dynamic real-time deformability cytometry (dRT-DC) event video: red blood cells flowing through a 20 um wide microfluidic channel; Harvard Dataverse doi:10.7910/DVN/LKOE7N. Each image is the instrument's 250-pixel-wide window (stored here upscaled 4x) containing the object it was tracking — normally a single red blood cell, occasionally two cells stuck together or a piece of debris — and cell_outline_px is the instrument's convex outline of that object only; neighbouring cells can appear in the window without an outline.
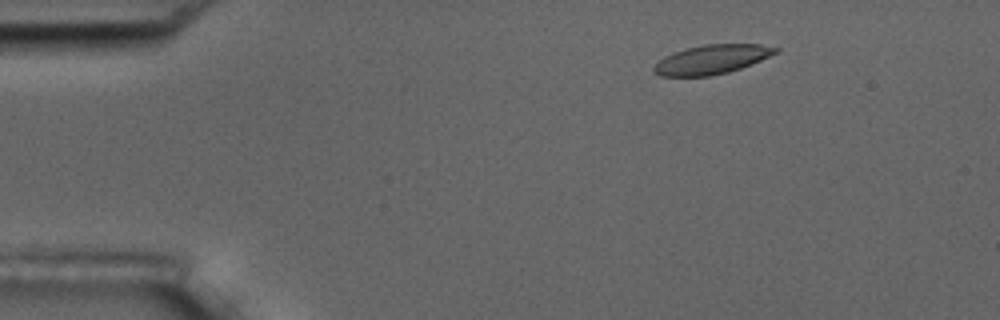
{"species": "common noctule bat (a hibernating species)", "species_latin": "Nyctalus noctula", "temperature_condition": "room temperature", "stored_images_in_passage": 56, "camera_frame_rate_fps": 3000, "um_per_image_px": 0.085, "animal": {"sex": "male", "body_mass_g": 17.5, "forearm_length_mm": 52.3}, "frame": {"image": 1, "passage_image": 7, "time_ms": 2.0, "image_size_px": [1000, 320], "cell_outline_px": [[780, 52], [740, 68], [728, 72], [708, 76], [660, 76], [652, 72], [652, 68], [664, 56], [672, 52], [704, 44], [760, 44], [780, 48]], "centroid_in_image_um": [60.49, 5.05], "position_along_channel_um": 24.5, "area_um2": 20.69}}
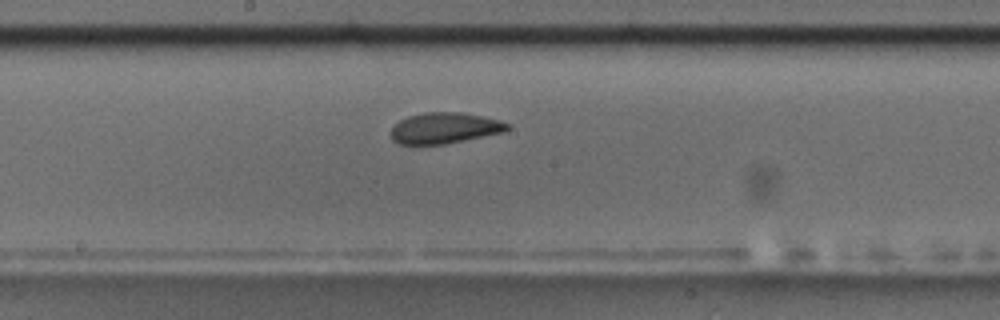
{"frame": {"image": 2, "passage_image": 29, "time_ms": 9.333, "image_size_px": [1000, 320], "cell_outline_px": [[512, 124], [504, 132], [444, 144], [400, 144], [392, 140], [392, 128], [400, 120], [408, 116], [424, 112], [460, 112], [500, 120]], "centroid_in_image_um": [37.8, 10.88], "position_along_channel_um": 210.4, "area_um2": 20.81}}
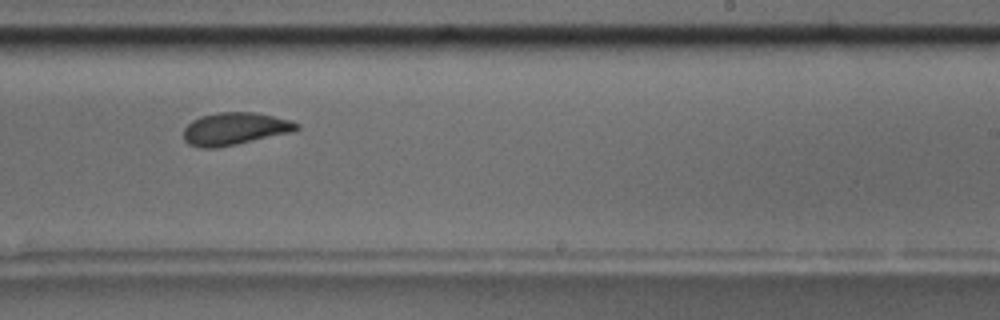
{"frame": {"image": 3, "passage_image": 34, "time_ms": 11.0, "image_size_px": [1000, 320], "cell_outline_px": [[300, 128], [292, 132], [236, 144], [216, 148], [200, 148], [188, 144], [184, 140], [184, 128], [192, 120], [200, 116], [216, 112], [252, 112], [272, 116], [288, 120], [300, 124]], "centroid_in_image_um": [19.92, 10.95], "position_along_channel_um": 269.1, "area_um2": 21.33}, "authors_computed_cell_mechanics": {"area_um2": 21.5594, "velocity_mm_per_s": 3.5222, "shape_relaxation_time_tau1_ms": 6.0518, "shape_relaxation_time_tau2_ms": 2.0555, "deformation_change_tau1": 0.1601, "deformation_change_tau2": 0.0771}}